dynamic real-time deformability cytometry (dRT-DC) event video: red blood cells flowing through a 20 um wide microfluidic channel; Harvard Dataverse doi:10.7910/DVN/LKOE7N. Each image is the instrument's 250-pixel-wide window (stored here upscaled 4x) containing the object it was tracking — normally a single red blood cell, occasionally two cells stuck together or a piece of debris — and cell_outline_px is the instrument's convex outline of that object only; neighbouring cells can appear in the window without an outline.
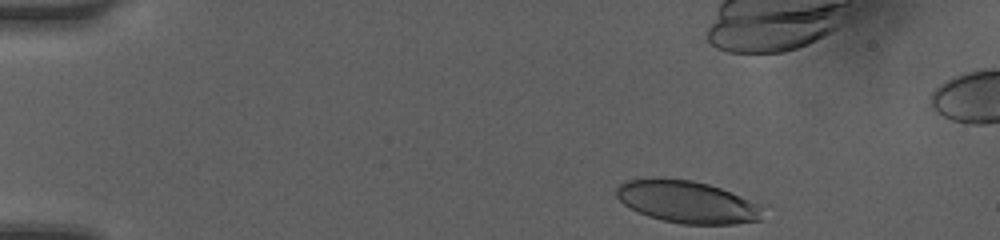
{"species": "human", "species_latin": "Homo sapiens", "temperature_condition": "room temperature", "stored_images_in_passage": 19, "camera_frame_rate_fps": 3000, "um_per_image_px": 0.085, "donor": {"sex": "female"}, "frame": {"image": 1, "passage_image": 1, "time_ms": 0.0, "image_size_px": [1000, 240], "cell_outline_px": [[760, 220], [736, 224], [680, 224], [648, 216], [636, 212], [624, 204], [616, 196], [616, 188], [624, 180], [692, 180], [708, 184], [720, 188], [760, 204]], "centroid_in_image_um": [58.39, 17.19], "position_along_channel_um": 26.6, "area_um2": 35.26}}
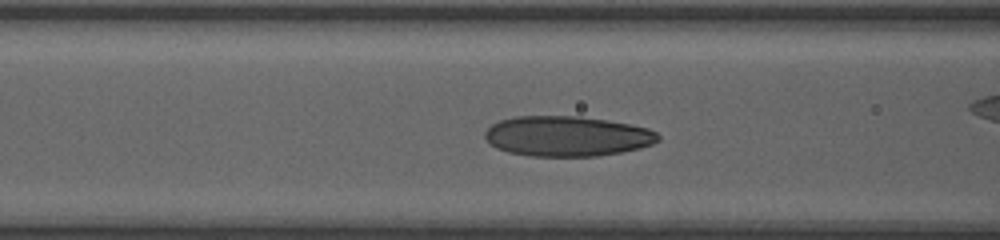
{"frame": {"image": 2, "passage_image": 14, "time_ms": 4.333, "image_size_px": [1000, 240], "cell_outline_px": [[660, 140], [652, 144], [640, 148], [620, 152], [596, 156], [528, 156], [508, 152], [496, 148], [484, 136], [484, 132], [492, 124], [500, 120], [516, 116], [580, 116], [628, 124], [648, 128], [656, 132], [660, 136]], "centroid_in_image_um": [48.19, 11.58], "position_along_channel_um": 118.4, "area_um2": 40.52}}